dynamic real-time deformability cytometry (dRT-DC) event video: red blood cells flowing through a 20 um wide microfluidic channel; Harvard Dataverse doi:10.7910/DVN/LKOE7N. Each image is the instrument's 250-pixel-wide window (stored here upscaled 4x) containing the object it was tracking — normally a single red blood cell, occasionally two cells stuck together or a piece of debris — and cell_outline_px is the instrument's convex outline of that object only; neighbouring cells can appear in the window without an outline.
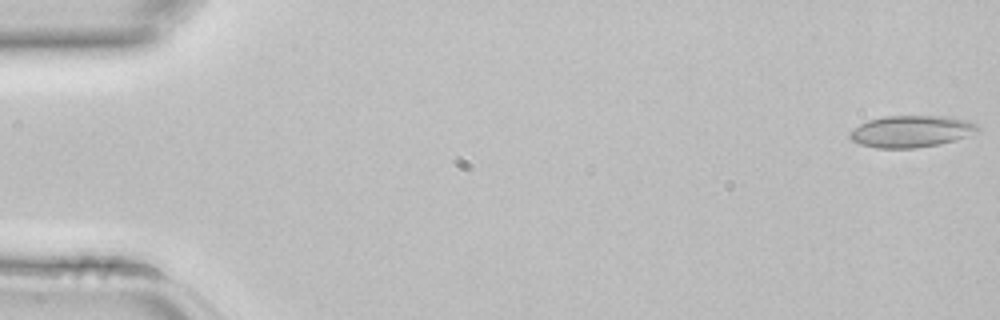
{"species": "common noctule bat (a hibernating species)", "species_latin": "Nyctalus noctula", "temperature_condition": "room temperature", "stored_images_in_passage": 4, "camera_frame_rate_fps": 3000, "um_per_image_px": 0.085, "animal": {"sex": "female", "body_mass_g": 22.7, "forearm_length_mm": 54.2}, "frame": {"image": 1, "passage_image": 1, "time_ms": 0.0, "image_size_px": [1000, 320], "cell_outline_px": [[980, 128], [976, 132], [956, 140], [940, 144], [916, 148], [876, 148], [860, 144], [852, 140], [848, 136], [848, 132], [852, 128], [868, 120], [884, 116], [948, 116], [968, 120], [976, 124]], "centroid_in_image_um": [77.43, 11.16], "position_along_channel_um": 7.6, "area_um2": 23.87}}
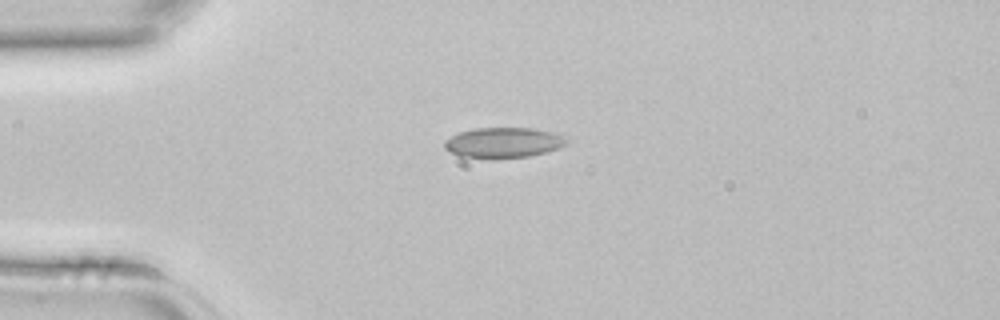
{"frame": {"image": 2, "passage_image": 4, "time_ms": 1.0, "image_size_px": [1000, 320], "cell_outline_px": [[568, 144], [560, 148], [548, 152], [528, 156], [492, 160], [460, 156], [448, 152], [444, 148], [444, 140], [460, 132], [472, 128], [532, 128], [556, 132], [568, 136]], "centroid_in_image_um": [42.83, 12.14], "position_along_channel_um": 42.2, "area_um2": 22.37}}